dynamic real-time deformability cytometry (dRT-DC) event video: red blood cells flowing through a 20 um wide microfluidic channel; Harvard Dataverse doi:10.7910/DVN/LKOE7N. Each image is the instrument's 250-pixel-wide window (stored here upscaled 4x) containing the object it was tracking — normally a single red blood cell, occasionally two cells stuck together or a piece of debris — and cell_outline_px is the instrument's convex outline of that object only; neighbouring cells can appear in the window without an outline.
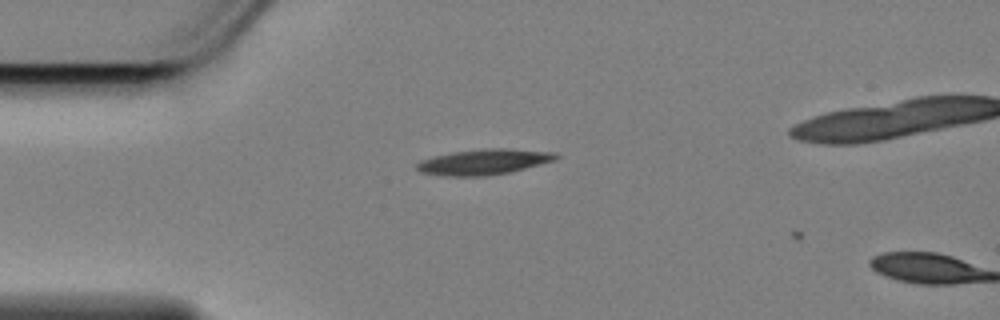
{"species": "Egyptian fruit bat (a non-hibernating species)", "species_latin": "Rousettus aegyptiacus", "temperature_condition": "cold", "stored_images_in_passage": 2, "camera_frame_rate_fps": 3000, "um_per_image_px": 0.085, "animal": {"sex": "female"}, "frame": {"image": 1, "passage_image": 1, "time_ms": 0.0, "image_size_px": [1000, 320], "cell_outline_px": [[560, 156], [556, 160], [512, 172], [488, 176], [444, 176], [420, 172], [416, 168], [416, 164], [420, 160], [452, 152], [484, 148], [504, 148], [556, 152]], "centroid_in_image_um": [41.16, 13.76], "position_along_channel_um": 43.8, "area_um2": 20.92}}